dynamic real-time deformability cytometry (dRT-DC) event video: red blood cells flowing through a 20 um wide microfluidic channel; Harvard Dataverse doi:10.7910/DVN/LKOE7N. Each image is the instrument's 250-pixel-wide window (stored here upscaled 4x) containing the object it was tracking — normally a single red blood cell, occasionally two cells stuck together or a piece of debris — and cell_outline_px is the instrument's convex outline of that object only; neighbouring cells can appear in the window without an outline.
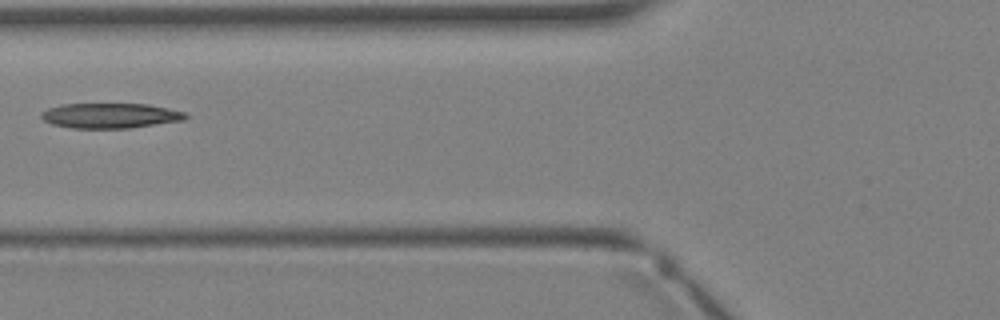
{"species": "Egyptian fruit bat (a non-hibernating species)", "species_latin": "Rousettus aegyptiacus", "temperature_condition": "warm", "stored_images_in_passage": 4, "camera_frame_rate_fps": 3000, "um_per_image_px": 0.085, "animal": {"sex": "female"}, "frame": {"image": 1, "passage_image": 4, "time_ms": 3.333, "image_size_px": [1000, 320], "cell_outline_px": [[188, 116], [184, 120], [128, 128], [72, 128], [52, 124], [44, 120], [40, 116], [40, 112], [48, 108], [60, 104], [148, 104], [168, 108], [184, 112]], "centroid_in_image_um": [9.34, 9.82], "position_along_channel_um": 116.5, "area_um2": 21.04}}